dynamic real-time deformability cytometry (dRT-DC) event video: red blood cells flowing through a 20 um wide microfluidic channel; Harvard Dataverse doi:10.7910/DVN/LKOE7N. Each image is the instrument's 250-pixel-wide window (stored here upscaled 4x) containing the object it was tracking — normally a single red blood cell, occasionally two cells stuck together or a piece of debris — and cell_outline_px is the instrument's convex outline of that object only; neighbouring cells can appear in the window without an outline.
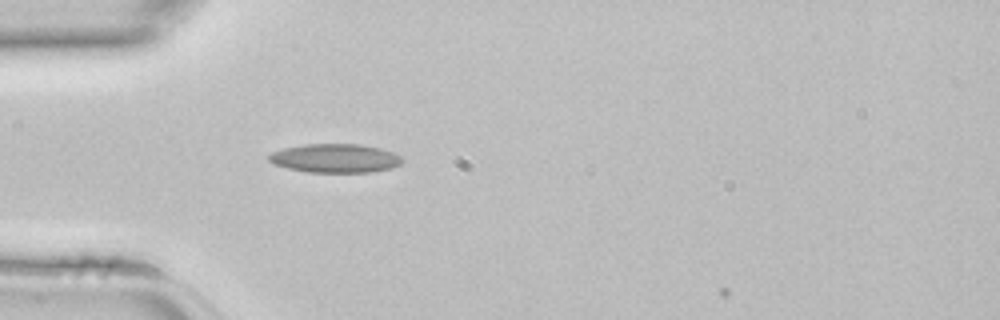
{"species": "common noctule bat (a hibernating species)", "species_latin": "Nyctalus noctula", "temperature_condition": "room temperature", "stored_images_in_passage": 2, "camera_frame_rate_fps": 3000, "um_per_image_px": 0.085, "animal": {"sex": "female", "body_mass_g": 22.7, "forearm_length_mm": 54.2}, "frame": {"image": 1, "passage_image": 1, "time_ms": 0.0, "image_size_px": [1000, 320], "cell_outline_px": [[400, 164], [392, 168], [372, 172], [308, 172], [288, 168], [272, 164], [268, 160], [268, 156], [272, 152], [284, 148], [304, 144], [360, 144], [380, 148], [392, 152], [400, 156]], "centroid_in_image_um": [28.46, 13.45], "position_along_channel_um": 56.5, "area_um2": 22.31}}